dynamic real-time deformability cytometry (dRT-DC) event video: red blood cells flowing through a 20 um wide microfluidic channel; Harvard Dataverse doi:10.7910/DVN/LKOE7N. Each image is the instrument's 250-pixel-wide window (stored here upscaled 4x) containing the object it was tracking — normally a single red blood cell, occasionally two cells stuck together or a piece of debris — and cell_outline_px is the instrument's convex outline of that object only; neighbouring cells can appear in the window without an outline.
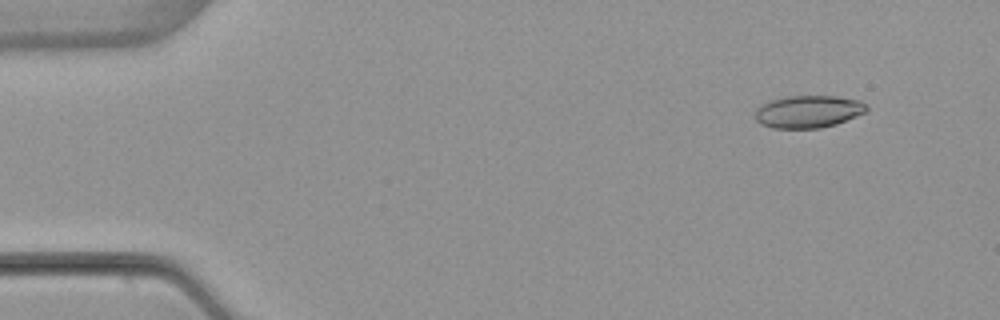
{"species": "common noctule bat (a hibernating species)", "species_latin": "Nyctalus noctula", "temperature_condition": "warm", "stored_images_in_passage": 6, "camera_frame_rate_fps": 3000, "um_per_image_px": 0.085, "animal": {"sex": "female", "body_mass_g": 22.7, "forearm_length_mm": 54.2}, "frame": {"image": 1, "passage_image": 2, "time_ms": 1.333, "image_size_px": [1000, 320], "cell_outline_px": [[868, 112], [836, 124], [820, 128], [772, 128], [760, 124], [756, 120], [756, 108], [760, 104], [768, 100], [784, 96], [836, 96], [860, 100], [868, 104]], "centroid_in_image_um": [68.71, 9.47], "position_along_channel_um": 16.3, "area_um2": 21.44}}
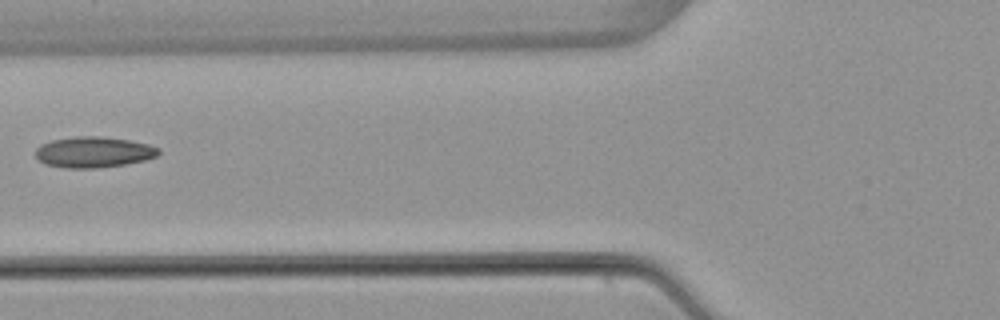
{"frame": {"image": 2, "passage_image": 5, "time_ms": 6.667, "image_size_px": [1000, 320], "cell_outline_px": [[160, 152], [156, 156], [144, 160], [124, 164], [96, 168], [64, 168], [44, 164], [36, 156], [36, 148], [40, 144], [52, 140], [76, 136], [100, 136], [128, 140], [148, 144], [160, 148]], "centroid_in_image_um": [7.93, 12.93], "position_along_channel_um": 117.9, "area_um2": 22.08}}
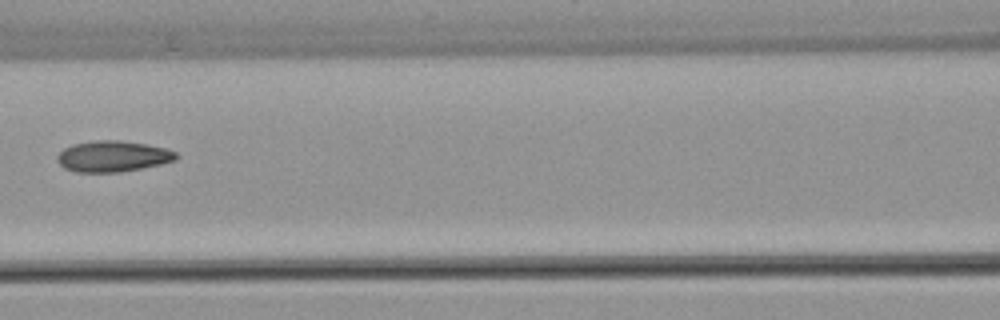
{"frame": {"image": 3, "passage_image": 6, "time_ms": 7.667, "image_size_px": [1000, 320], "cell_outline_px": [[180, 156], [176, 160], [160, 164], [120, 172], [76, 172], [64, 168], [56, 160], [56, 156], [64, 148], [72, 144], [96, 140], [120, 140], [168, 148], [176, 152]], "centroid_in_image_um": [9.59, 13.28], "position_along_channel_um": 157.0, "area_um2": 21.56}}